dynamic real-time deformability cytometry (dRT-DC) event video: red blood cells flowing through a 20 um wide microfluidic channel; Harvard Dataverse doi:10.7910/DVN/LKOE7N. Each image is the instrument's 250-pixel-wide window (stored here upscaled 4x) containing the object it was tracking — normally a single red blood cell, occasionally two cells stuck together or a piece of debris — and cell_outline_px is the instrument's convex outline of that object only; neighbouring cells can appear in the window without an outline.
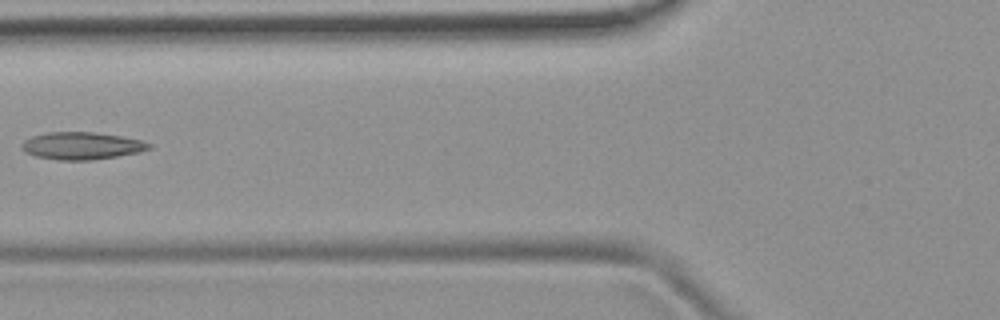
{"species": "common noctule bat (a hibernating species)", "species_latin": "Nyctalus noctula", "temperature_condition": "room temperature", "stored_images_in_passage": 4, "camera_frame_rate_fps": 3000, "um_per_image_px": 0.085, "animal": {"sex": "female", "body_mass_g": 19.9}, "frame": {"image": 1, "passage_image": 3, "time_ms": 2.333, "image_size_px": [1000, 320], "cell_outline_px": [[152, 148], [140, 152], [92, 160], [56, 160], [36, 156], [24, 152], [20, 148], [20, 144], [24, 140], [32, 136], [48, 132], [96, 132], [120, 136], [140, 140], [152, 144]], "centroid_in_image_um": [6.91, 12.39], "position_along_channel_um": 118.9, "area_um2": 20.4}}
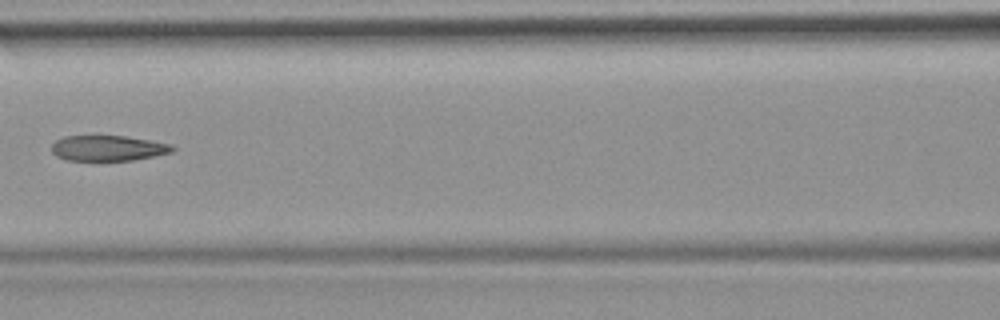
{"frame": {"image": 2, "passage_image": 4, "time_ms": 3.333, "image_size_px": [1000, 320], "cell_outline_px": [[176, 148], [172, 152], [132, 160], [68, 160], [56, 156], [52, 152], [52, 144], [56, 140], [64, 136], [124, 136], [172, 144]], "centroid_in_image_um": [9.17, 12.59], "position_along_channel_um": 157.4, "area_um2": 17.74}}